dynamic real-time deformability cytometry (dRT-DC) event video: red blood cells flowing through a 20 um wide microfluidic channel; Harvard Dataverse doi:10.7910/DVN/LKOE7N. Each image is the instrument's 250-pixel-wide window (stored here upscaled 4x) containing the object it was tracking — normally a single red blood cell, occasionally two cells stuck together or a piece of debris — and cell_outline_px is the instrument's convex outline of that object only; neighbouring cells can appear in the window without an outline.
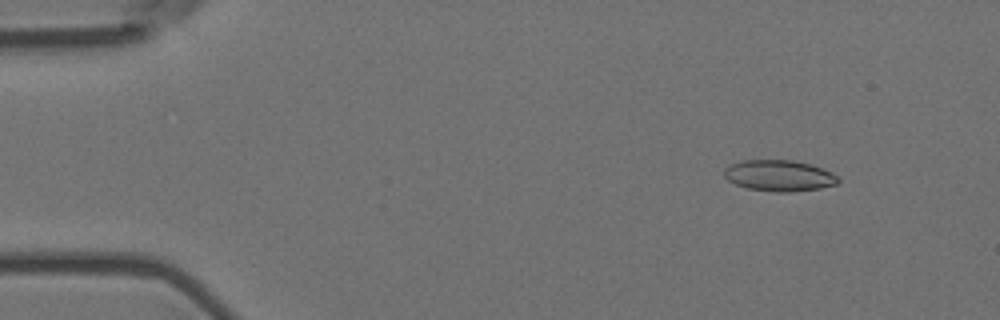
{"species": "Egyptian fruit bat (a non-hibernating species)", "species_latin": "Rousettus aegyptiacus", "temperature_condition": "room temperature", "stored_images_in_passage": 5, "camera_frame_rate_fps": 3000, "um_per_image_px": 0.085, "animal": {"sex": "female"}, "frame": {"image": 1, "passage_image": 1, "time_ms": 0.0, "image_size_px": [1000, 320], "cell_outline_px": [[840, 184], [820, 188], [792, 192], [776, 192], [748, 188], [736, 184], [728, 180], [724, 176], [724, 168], [728, 164], [744, 160], [792, 160], [808, 164], [832, 172], [840, 180]], "centroid_in_image_um": [66.22, 14.93], "position_along_channel_um": 18.8, "area_um2": 20.69}}
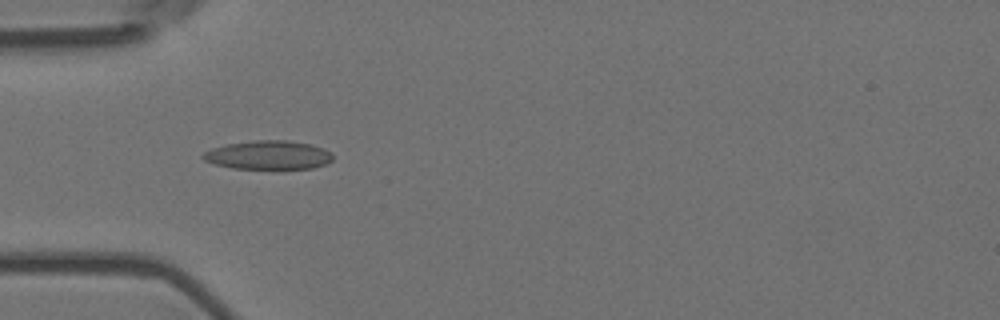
{"frame": {"image": 2, "passage_image": 4, "time_ms": 1.0, "image_size_px": [1000, 320], "cell_outline_px": [[332, 160], [328, 164], [312, 168], [232, 168], [216, 164], [204, 160], [200, 156], [204, 152], [212, 148], [224, 144], [256, 140], [288, 140], [312, 144], [324, 148], [332, 152]], "centroid_in_image_um": [22.83, 13.16], "position_along_channel_um": 62.2, "area_um2": 21.85}}
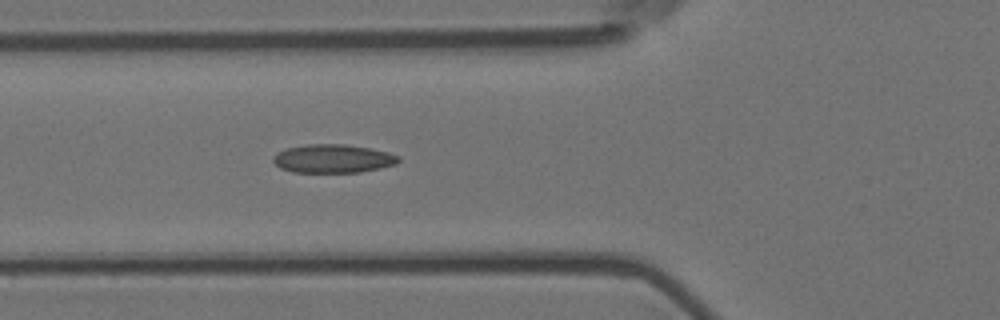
{"frame": {"image": 3, "passage_image": 5, "time_ms": 1.333, "image_size_px": [1000, 320], "cell_outline_px": [[400, 160], [396, 164], [380, 168], [360, 172], [292, 172], [280, 168], [272, 160], [272, 156], [284, 148], [304, 144], [344, 144], [368, 148], [388, 152], [400, 156]], "centroid_in_image_um": [28.27, 13.48], "position_along_channel_um": 97.5, "area_um2": 20.92}}